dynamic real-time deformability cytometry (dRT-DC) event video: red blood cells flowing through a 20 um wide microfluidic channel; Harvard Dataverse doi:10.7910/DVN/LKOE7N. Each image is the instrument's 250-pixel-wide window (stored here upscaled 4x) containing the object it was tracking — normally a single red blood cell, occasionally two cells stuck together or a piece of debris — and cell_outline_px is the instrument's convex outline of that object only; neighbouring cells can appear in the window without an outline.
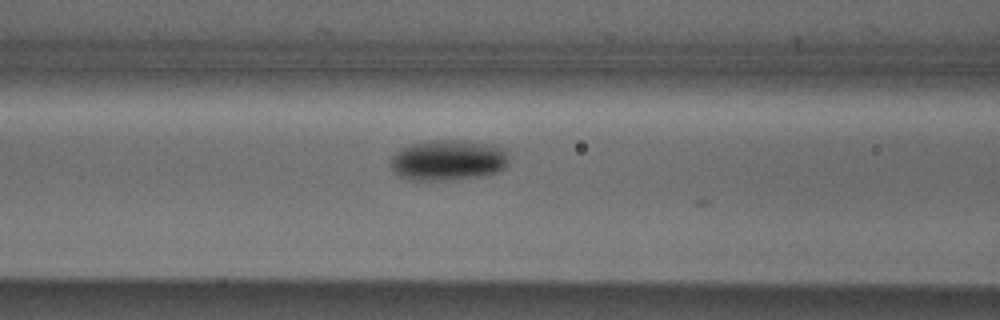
{"species": "Egyptian fruit bat (a non-hibernating species)", "species_latin": "Rousettus aegyptiacus", "temperature_condition": "cold", "stored_images_in_passage": 6, "camera_frame_rate_fps": 3000, "um_per_image_px": 0.085, "animal": {"sex": "male"}, "frame": {"image": 1, "passage_image": 5, "time_ms": 1.333, "image_size_px": [1000, 320], "cell_outline_px": [[508, 160], [504, 168], [496, 172], [476, 176], [436, 180], [408, 180], [400, 176], [392, 168], [392, 156], [396, 152], [408, 144], [428, 140], [464, 140], [492, 144], [504, 148], [508, 152]], "centroid_in_image_um": [38.09, 13.58], "position_along_channel_um": 128.5, "area_um2": 27.86}}